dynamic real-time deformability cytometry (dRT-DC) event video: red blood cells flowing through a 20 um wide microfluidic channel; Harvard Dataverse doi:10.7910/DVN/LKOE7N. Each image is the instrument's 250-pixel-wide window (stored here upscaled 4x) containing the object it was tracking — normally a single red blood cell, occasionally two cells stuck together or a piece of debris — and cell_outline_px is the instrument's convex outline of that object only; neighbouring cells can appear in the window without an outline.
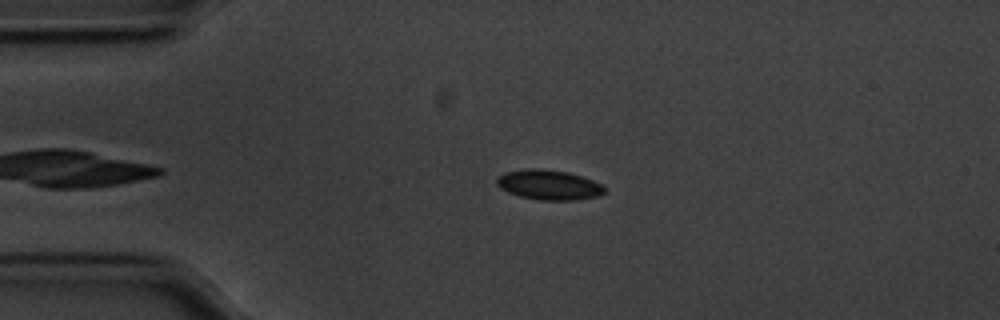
{"species": "common noctule bat (a hibernating species)", "species_latin": "Nyctalus noctula", "temperature_condition": "cold", "stored_images_in_passage": 41, "camera_frame_rate_fps": 3000, "um_per_image_px": 0.085, "animal": {"sex": "male", "body_mass_g": 20.1, "forearm_length_mm": 53.5}, "frame": {"image": 1, "passage_image": 2, "time_ms": 0.333, "image_size_px": [1000, 320], "cell_outline_px": [[604, 192], [596, 196], [572, 200], [540, 200], [520, 196], [508, 192], [500, 188], [496, 184], [496, 180], [504, 172], [528, 168], [532, 168], [568, 172], [604, 184]], "centroid_in_image_um": [46.63, 15.71], "position_along_channel_um": 38.4, "area_um2": 18.55}}
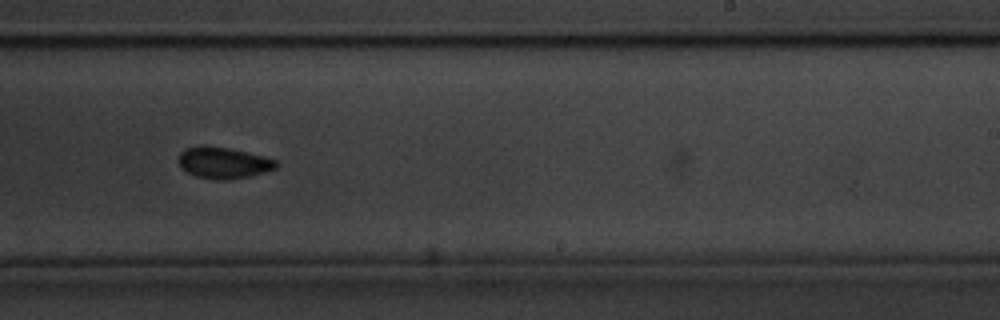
{"frame": {"image": 2, "passage_image": 24, "time_ms": 7.667, "image_size_px": [1000, 320], "cell_outline_px": [[276, 168], [264, 172], [248, 176], [228, 180], [216, 180], [196, 176], [188, 172], [176, 160], [180, 152], [184, 148], [200, 144], [228, 148], [276, 160]], "centroid_in_image_um": [18.91, 13.82], "position_along_channel_um": 270.1, "area_um2": 17.69}}
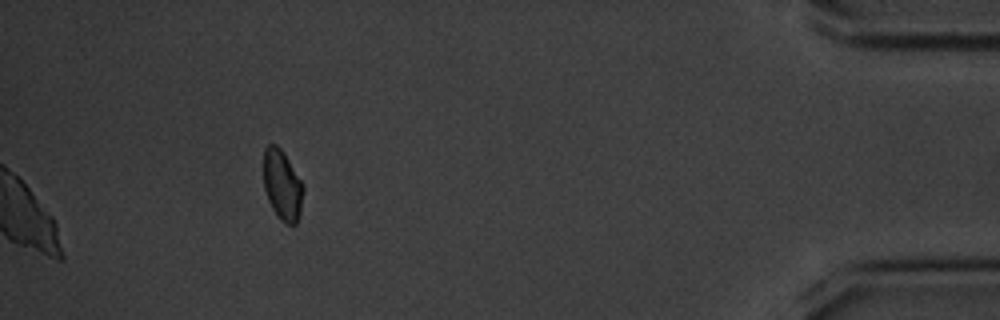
{"frame": {"image": 3, "passage_image": 41, "time_ms": 13.333, "image_size_px": [1000, 320], "cell_outline_px": [[304, 188], [300, 212], [296, 224], [288, 224], [280, 220], [272, 208], [268, 200], [264, 188], [264, 148], [268, 144], [276, 144], [284, 152], [300, 180]], "centroid_in_image_um": [23.98, 15.72], "position_along_channel_um": 411.2, "area_um2": 16.13}, "authors_computed_cell_mechanics": {"area_um2": 18.6116, "velocity_mm_per_s": 3.5304, "shape_relaxation_time_tau1_ms": 6.9498, "shape_relaxation_time_tau2_ms": 2.411, "deformation_change_tau1": 0.1568, "deformation_change_tau2": 0.0455}}